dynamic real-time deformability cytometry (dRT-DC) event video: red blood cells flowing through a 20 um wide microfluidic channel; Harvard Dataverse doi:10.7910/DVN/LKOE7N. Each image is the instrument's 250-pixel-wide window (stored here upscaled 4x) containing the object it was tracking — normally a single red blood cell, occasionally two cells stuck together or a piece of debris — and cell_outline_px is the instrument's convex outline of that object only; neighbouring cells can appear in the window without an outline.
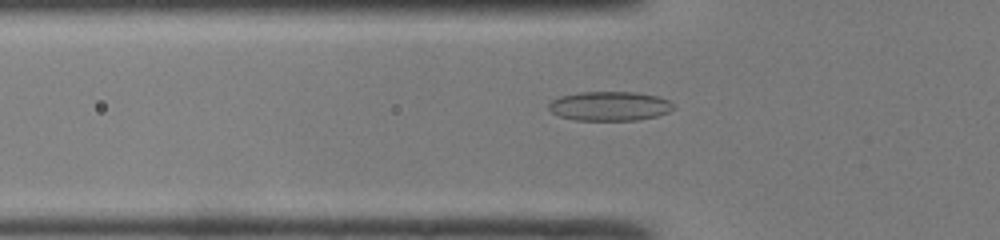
{"species": "common noctule bat (a hibernating species)", "species_latin": "Nyctalus noctula", "temperature_condition": "room temperature", "stored_images_in_passage": 47, "camera_frame_rate_fps": 3000, "um_per_image_px": 0.085, "animal": {"sex": "male", "body_mass_g": 19.0, "forearm_length_mm": 50.8}, "frame": {"image": 1, "passage_image": 15, "time_ms": 4.667, "image_size_px": [1000, 240], "cell_outline_px": [[676, 108], [668, 112], [656, 116], [636, 120], [576, 120], [560, 116], [552, 112], [548, 108], [548, 104], [552, 100], [560, 96], [580, 92], [636, 92], [656, 96], [668, 100], [676, 104]], "centroid_in_image_um": [51.84, 9.01], "position_along_channel_um": 74.0, "area_um2": 21.33}}
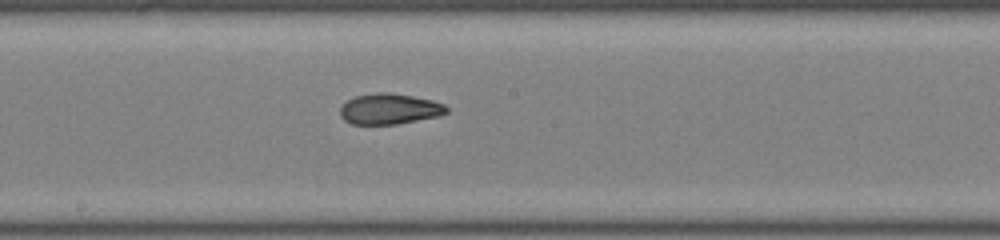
{"frame": {"image": 2, "passage_image": 25, "time_ms": 8.0, "image_size_px": [1000, 240], "cell_outline_px": [[448, 112], [440, 116], [396, 124], [352, 124], [344, 120], [340, 116], [340, 108], [348, 100], [356, 96], [376, 92], [388, 92], [412, 96], [432, 100], [444, 104], [448, 108]], "centroid_in_image_um": [33.12, 9.26], "position_along_channel_um": 215.1, "area_um2": 19.02}}
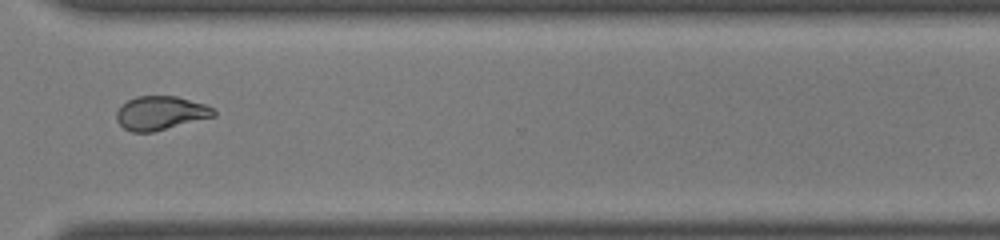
{"frame": {"image": 3, "passage_image": 35, "time_ms": 11.333, "image_size_px": [1000, 240], "cell_outline_px": [[216, 116], [152, 132], [132, 132], [124, 128], [116, 120], [116, 112], [128, 100], [136, 96], [176, 96], [204, 104], [212, 108], [216, 112]], "centroid_in_image_um": [13.64, 9.61], "position_along_channel_um": 357.0, "area_um2": 18.96}, "authors_computed_cell_mechanics": {"area_um2": 19.8832, "velocity_mm_per_s": 4.2349, "shape_relaxation_time_tau1_ms": null, "shape_relaxation_time_tau2_ms": 2.6943, "deformation_change_tau1": null, "deformation_change_tau2": 0.0942}}